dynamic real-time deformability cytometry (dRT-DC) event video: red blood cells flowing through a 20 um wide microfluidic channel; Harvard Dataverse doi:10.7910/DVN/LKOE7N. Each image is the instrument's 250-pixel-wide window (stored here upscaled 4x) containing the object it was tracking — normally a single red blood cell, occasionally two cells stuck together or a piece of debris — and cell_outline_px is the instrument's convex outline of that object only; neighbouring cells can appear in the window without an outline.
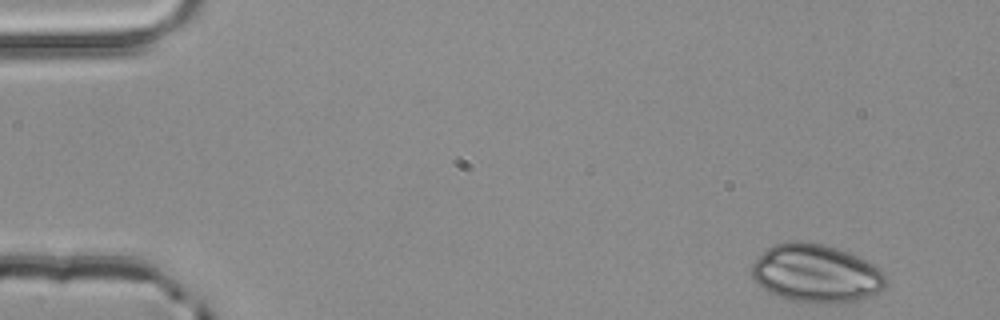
{"species": "common noctule bat (a hibernating species)", "species_latin": "Nyctalus noctula", "temperature_condition": "room temperature", "stored_images_in_passage": 4, "camera_frame_rate_fps": 3000, "um_per_image_px": 0.085, "animal": {"sex": "male", "body_mass_g": 20.4}, "frame": {"image": 1, "passage_image": 1, "time_ms": 0.0, "image_size_px": [1000, 320], "cell_outline_px": [[888, 284], [884, 288], [868, 296], [856, 300], [836, 304], [788, 300], [776, 296], [764, 288], [752, 276], [752, 264], [768, 248], [776, 244], [788, 240], [800, 240], [824, 244], [848, 252], [880, 268], [884, 272], [888, 280]], "centroid_in_image_um": [69.39, 23.24], "position_along_channel_um": 15.6, "area_um2": 45.37}}
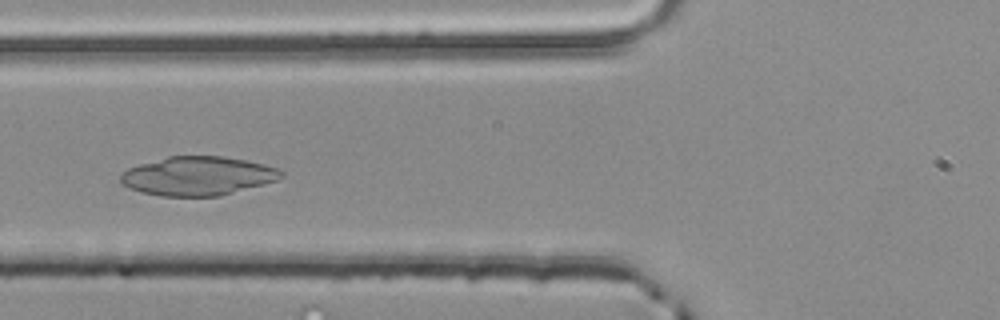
{"frame": {"image": 2, "passage_image": 4, "time_ms": 1.0, "image_size_px": [1000, 320], "cell_outline_px": [[284, 176], [276, 180], [264, 184], [220, 196], [160, 196], [140, 192], [120, 184], [120, 176], [128, 168], [140, 164], [168, 156], [224, 156], [264, 164], [276, 168], [284, 172]], "centroid_in_image_um": [16.8, 14.96], "position_along_channel_um": 109.0, "area_um2": 36.36}}